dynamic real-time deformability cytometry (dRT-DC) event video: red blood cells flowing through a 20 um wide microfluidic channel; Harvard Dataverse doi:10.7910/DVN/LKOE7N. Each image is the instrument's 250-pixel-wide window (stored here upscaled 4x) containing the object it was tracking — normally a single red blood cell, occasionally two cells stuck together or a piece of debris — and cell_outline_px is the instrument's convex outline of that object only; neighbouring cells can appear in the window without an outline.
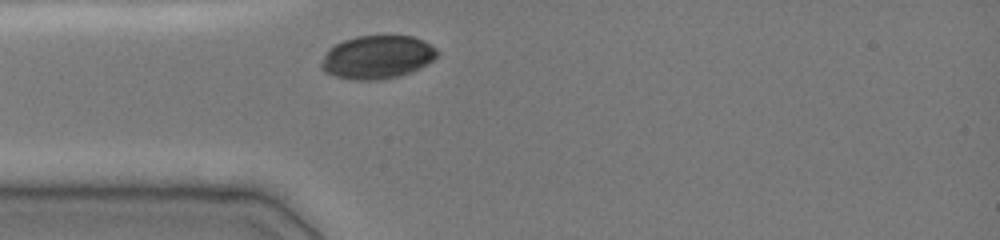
{"species": "common noctule bat (a hibernating species)", "species_latin": "Nyctalus noctula", "temperature_condition": "cold", "stored_images_in_passage": 40, "camera_frame_rate_fps": 3000, "um_per_image_px": 0.085, "animal": {"sex": "female", "body_mass_g": 19.0, "forearm_length_mm": 51.5}, "frame": {"image": 1, "passage_image": 1, "time_ms": 0.0, "image_size_px": [1000, 240], "cell_outline_px": [[440, 52], [432, 60], [420, 68], [412, 72], [400, 76], [380, 80], [352, 80], [336, 76], [324, 72], [320, 68], [320, 64], [328, 48], [344, 40], [356, 36], [412, 36], [424, 40], [436, 48]], "centroid_in_image_um": [32.06, 4.86], "position_along_channel_um": 52.9, "area_um2": 29.42}}
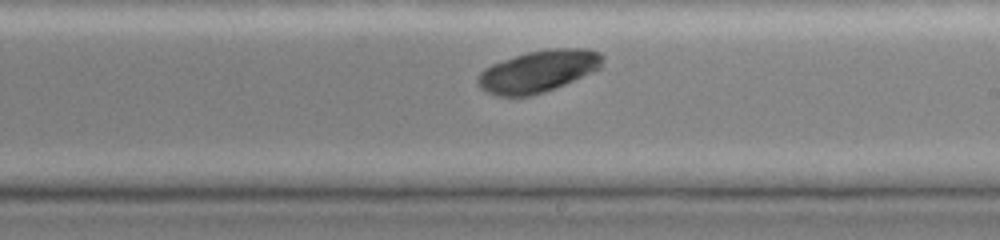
{"frame": {"image": 2, "passage_image": 23, "time_ms": 5.0, "image_size_px": [1000, 240], "cell_outline_px": [[604, 60], [600, 68], [592, 72], [564, 84], [544, 92], [532, 96], [496, 96], [484, 92], [476, 84], [476, 76], [484, 68], [492, 64], [528, 52], [548, 48], [588, 48], [600, 52], [604, 56]], "centroid_in_image_um": [45.73, 6.06], "position_along_channel_um": 243.3, "area_um2": 30.69}}
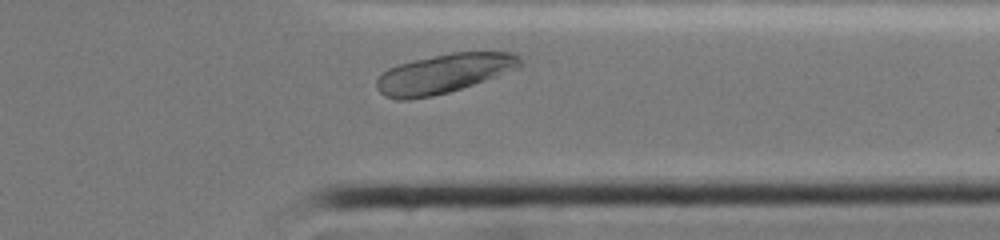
{"frame": {"image": 3, "passage_image": 37, "time_ms": 8.333, "image_size_px": [1000, 240], "cell_outline_px": [[520, 64], [512, 68], [484, 80], [448, 92], [432, 96], [408, 100], [396, 100], [384, 96], [376, 88], [376, 80], [388, 68], [400, 64], [416, 60], [452, 52], [512, 52], [520, 56]], "centroid_in_image_um": [37.63, 6.26], "position_along_channel_um": 373.8, "area_um2": 31.96}}